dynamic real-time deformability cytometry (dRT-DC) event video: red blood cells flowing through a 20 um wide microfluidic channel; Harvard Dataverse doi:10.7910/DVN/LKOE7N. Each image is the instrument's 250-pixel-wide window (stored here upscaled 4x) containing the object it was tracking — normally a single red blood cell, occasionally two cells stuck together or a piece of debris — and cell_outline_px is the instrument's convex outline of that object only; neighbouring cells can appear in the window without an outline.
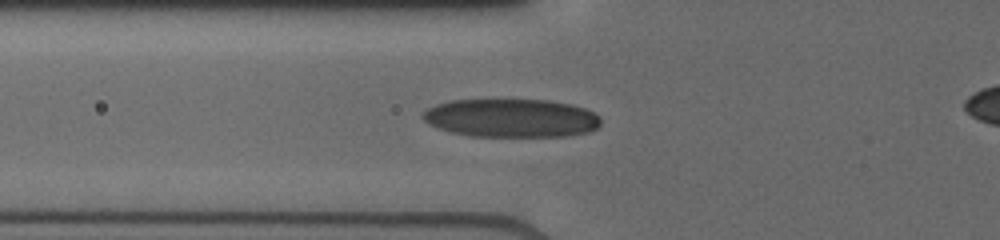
{"species": "human", "species_latin": "Homo sapiens", "temperature_condition": "cold", "stored_images_in_passage": 34, "camera_frame_rate_fps": 3000, "um_per_image_px": 0.085, "donor": {"sex": "male"}, "frame": {"image": 1, "passage_image": 2, "time_ms": 0.333, "image_size_px": [1000, 240], "cell_outline_px": [[600, 124], [596, 128], [588, 132], [564, 136], [472, 136], [452, 132], [428, 124], [420, 116], [428, 108], [436, 104], [452, 100], [548, 100], [572, 104], [584, 108], [600, 116]], "centroid_in_image_um": [43.46, 10.03], "position_along_channel_um": 82.3, "area_um2": 39.71}}
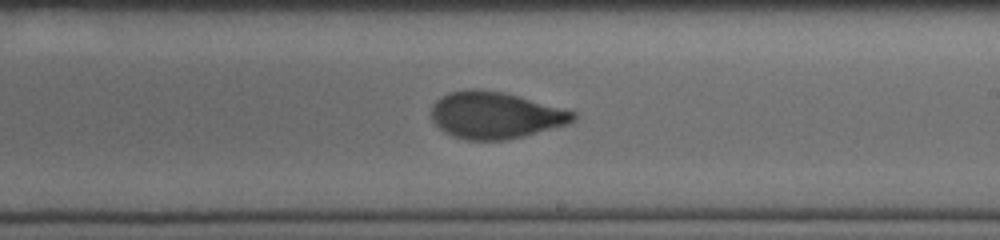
{"frame": {"image": 2, "passage_image": 15, "time_ms": 4.333, "image_size_px": [1000, 240], "cell_outline_px": [[576, 116], [568, 124], [524, 136], [508, 140], [464, 140], [452, 136], [444, 132], [432, 120], [432, 104], [436, 100], [448, 92], [472, 88], [504, 92], [576, 112]], "centroid_in_image_um": [42.07, 9.8], "position_along_channel_um": 246.9, "area_um2": 38.61}}
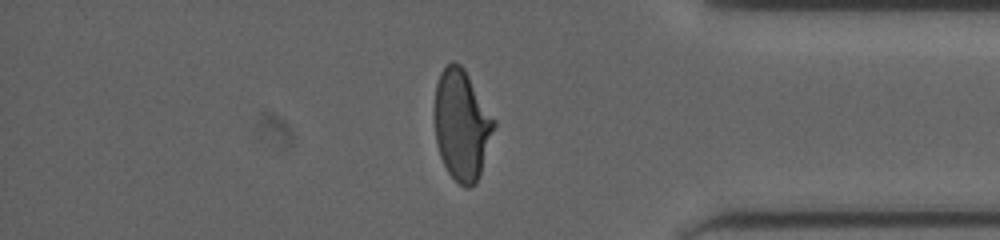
{"frame": {"image": 3, "passage_image": 29, "time_ms": 8.333, "image_size_px": [1000, 240], "cell_outline_px": [[496, 124], [480, 176], [476, 184], [468, 188], [464, 188], [448, 172], [440, 156], [436, 140], [432, 112], [436, 84], [440, 72], [452, 60], [460, 64], [464, 68], [496, 120]], "centroid_in_image_um": [39.23, 10.6], "position_along_channel_um": 396.0, "area_um2": 38.9}}